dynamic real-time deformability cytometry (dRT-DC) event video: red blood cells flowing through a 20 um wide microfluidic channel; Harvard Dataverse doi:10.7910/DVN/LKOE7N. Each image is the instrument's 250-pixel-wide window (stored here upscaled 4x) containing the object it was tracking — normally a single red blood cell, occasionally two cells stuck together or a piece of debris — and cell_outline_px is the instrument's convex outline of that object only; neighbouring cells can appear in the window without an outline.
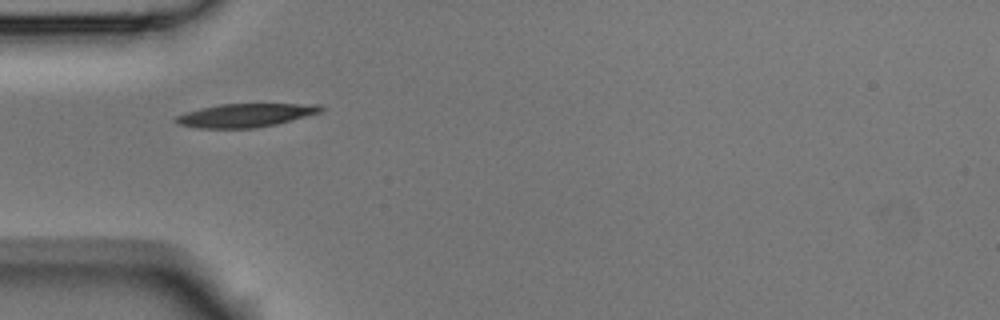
{"species": "Egyptian fruit bat (a non-hibernating species)", "species_latin": "Rousettus aegyptiacus", "temperature_condition": "room temperature", "stored_images_in_passage": 1, "camera_frame_rate_fps": 3000, "um_per_image_px": 0.085, "animal": {"sex": "male"}, "frame": {"image": 1, "passage_image": 1, "time_ms": 0.0, "image_size_px": [1000, 320], "cell_outline_px": [[324, 108], [320, 112], [276, 124], [256, 128], [196, 128], [180, 124], [172, 120], [176, 116], [200, 108], [220, 104], [320, 104]], "centroid_in_image_um": [20.84, 9.8], "position_along_channel_um": 64.2, "area_um2": 19.65}}